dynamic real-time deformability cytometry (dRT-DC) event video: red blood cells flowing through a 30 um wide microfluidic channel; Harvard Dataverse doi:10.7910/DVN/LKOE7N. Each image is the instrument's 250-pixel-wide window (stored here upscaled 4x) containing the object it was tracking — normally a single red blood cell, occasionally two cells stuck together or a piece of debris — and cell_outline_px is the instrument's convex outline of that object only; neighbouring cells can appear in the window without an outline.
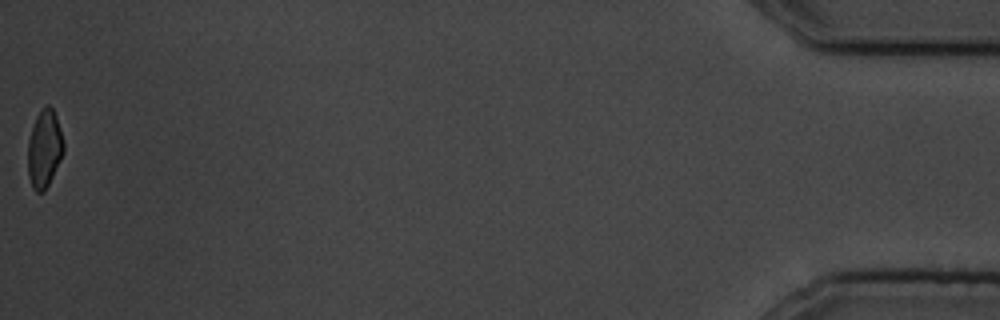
{"species": "common noctule bat (a hibernating species)", "species_latin": "Nyctalus noctula", "temperature_condition": "cold", "stored_images_in_passage": 15, "camera_frame_rate_fps": 3000, "um_per_image_px": 0.085, "animal": {"sex": "male", "body_mass_g": 19.5, "forearm_length_mm": 54.6}, "frame": {"image": 1, "passage_image": 15, "time_ms": 18.0, "image_size_px": [1000, 320], "cell_outline_px": [[64, 152], [44, 192], [36, 192], [32, 188], [28, 176], [28, 140], [36, 116], [44, 104], [48, 104], [52, 108], [56, 116], [64, 144]], "centroid_in_image_um": [3.76, 12.64], "position_along_channel_um": 431.4, "area_um2": 16.13}}